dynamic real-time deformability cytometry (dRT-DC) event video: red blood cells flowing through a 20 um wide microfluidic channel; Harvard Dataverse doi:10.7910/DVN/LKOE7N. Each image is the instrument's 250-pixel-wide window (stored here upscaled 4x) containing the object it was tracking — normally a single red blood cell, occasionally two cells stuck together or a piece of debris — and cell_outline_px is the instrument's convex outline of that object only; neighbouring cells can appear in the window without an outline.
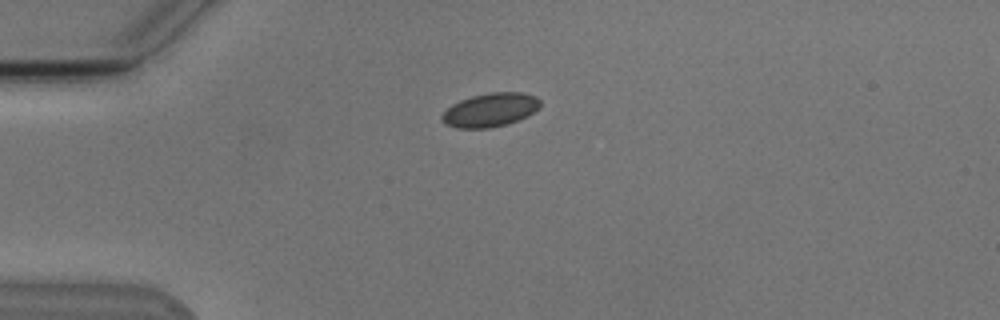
{"species": "Egyptian fruit bat (a non-hibernating species)", "species_latin": "Rousettus aegyptiacus", "temperature_condition": "cold", "stored_images_in_passage": 6, "camera_frame_rate_fps": 3000, "um_per_image_px": 0.085, "animal": {"sex": "male"}, "frame": {"image": 1, "passage_image": 1, "time_ms": 0.0, "image_size_px": [1000, 320], "cell_outline_px": [[540, 104], [528, 116], [508, 124], [488, 128], [456, 128], [444, 124], [440, 120], [440, 116], [452, 104], [460, 100], [472, 96], [488, 92], [520, 92], [536, 96], [540, 100]], "centroid_in_image_um": [41.63, 9.35], "position_along_channel_um": 43.4, "area_um2": 19.36}}
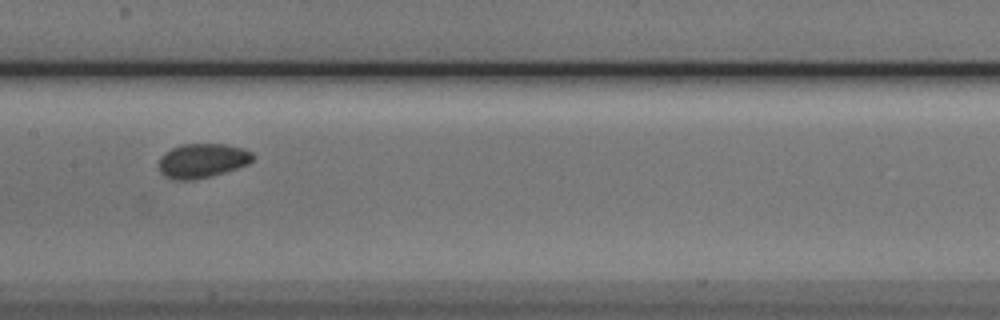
{"frame": {"image": 2, "passage_image": 5, "time_ms": 4.667, "image_size_px": [1000, 320], "cell_outline_px": [[256, 156], [248, 164], [224, 172], [192, 180], [172, 180], [164, 176], [160, 172], [156, 164], [160, 156], [164, 152], [180, 144], [224, 144], [244, 148], [252, 152]], "centroid_in_image_um": [17.14, 13.65], "position_along_channel_um": 190.3, "area_um2": 19.07}}
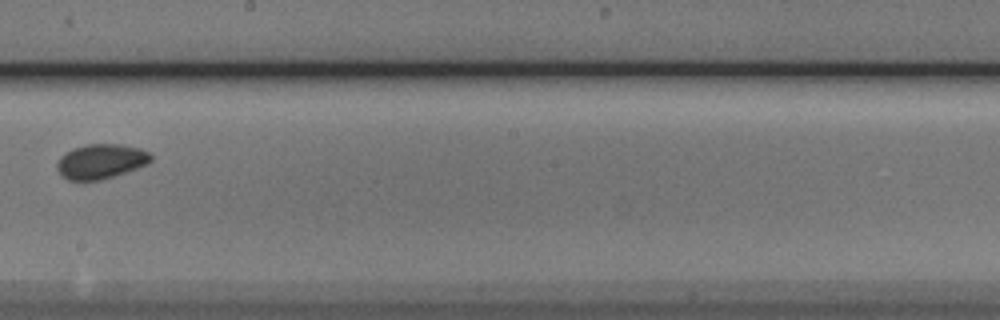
{"frame": {"image": 3, "passage_image": 6, "time_ms": 6.0, "image_size_px": [1000, 320], "cell_outline_px": [[152, 160], [148, 164], [100, 180], [68, 180], [56, 168], [56, 160], [64, 152], [72, 148], [88, 144], [120, 144], [140, 148], [148, 152], [152, 156]], "centroid_in_image_um": [8.55, 13.7], "position_along_channel_um": 239.7, "area_um2": 18.96}}